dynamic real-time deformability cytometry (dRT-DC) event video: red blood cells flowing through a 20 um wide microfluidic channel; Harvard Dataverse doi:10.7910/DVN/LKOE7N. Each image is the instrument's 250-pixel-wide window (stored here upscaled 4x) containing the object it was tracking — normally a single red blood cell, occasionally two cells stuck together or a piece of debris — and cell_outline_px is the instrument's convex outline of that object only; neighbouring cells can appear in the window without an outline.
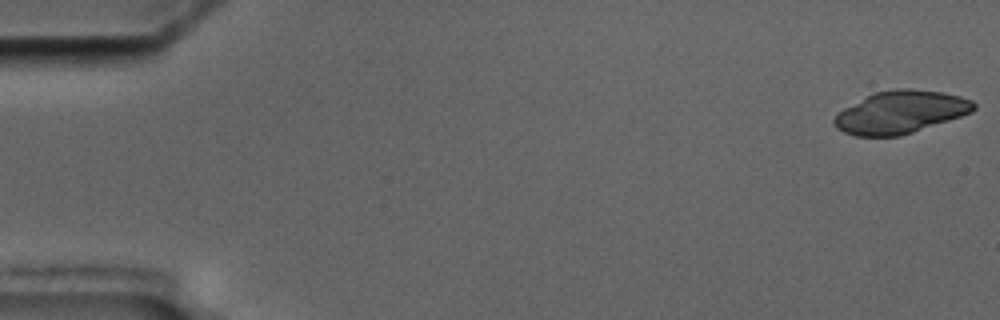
{"species": "common noctule bat (a hibernating species)", "species_latin": "Nyctalus noctula", "temperature_condition": "cold", "stored_images_in_passage": 6, "camera_frame_rate_fps": 3000, "um_per_image_px": 0.085, "animal": {"sex": "male", "body_mass_g": 17.5, "forearm_length_mm": 52.3}, "frame": {"image": 1, "passage_image": 1, "time_ms": 0.0, "image_size_px": [1000, 320], "cell_outline_px": [[976, 108], [972, 112], [900, 136], [856, 136], [844, 132], [836, 128], [832, 124], [832, 120], [844, 108], [872, 92], [896, 88], [908, 88], [940, 92], [960, 96], [972, 100], [976, 104]], "centroid_in_image_um": [76.51, 9.52], "position_along_channel_um": 8.5, "area_um2": 34.51}}